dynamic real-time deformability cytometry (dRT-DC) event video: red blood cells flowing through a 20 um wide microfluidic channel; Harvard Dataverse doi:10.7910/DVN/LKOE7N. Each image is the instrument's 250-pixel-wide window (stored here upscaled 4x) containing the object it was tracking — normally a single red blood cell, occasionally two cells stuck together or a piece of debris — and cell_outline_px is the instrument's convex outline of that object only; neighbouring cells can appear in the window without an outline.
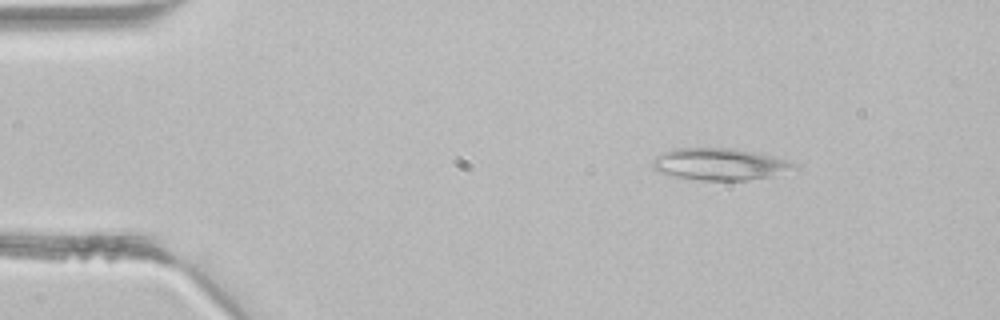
{"species": "common noctule bat (a hibernating species)", "species_latin": "Nyctalus noctula", "temperature_condition": "room temperature", "stored_images_in_passage": 2, "camera_frame_rate_fps": 3000, "um_per_image_px": 0.085, "animal": {"sex": "male", "body_mass_g": 21.5, "forearm_length_mm": 52.0}, "frame": {"image": 1, "passage_image": 1, "time_ms": 0.0, "image_size_px": [1000, 320], "cell_outline_px": [[800, 168], [772, 176], [748, 180], [700, 180], [676, 176], [656, 172], [652, 168], [652, 160], [660, 152], [676, 148], [732, 148], [752, 152], [784, 160], [796, 164]], "centroid_in_image_um": [61.12, 13.96], "position_along_channel_um": 23.9, "area_um2": 26.18}}
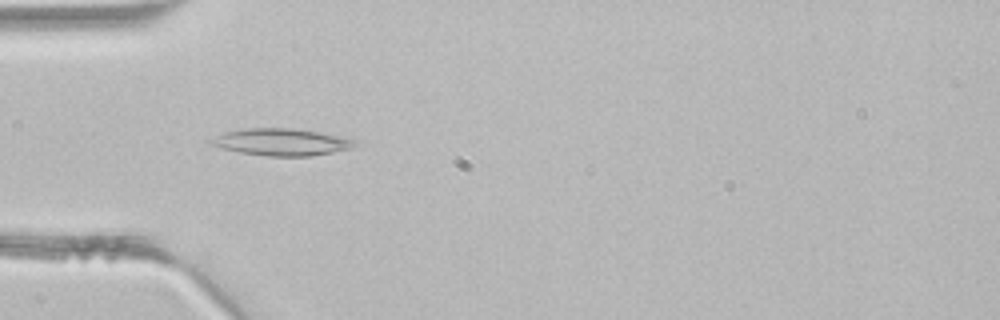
{"frame": {"image": 2, "passage_image": 2, "time_ms": 0.333, "image_size_px": [1000, 320], "cell_outline_px": [[356, 144], [352, 148], [312, 156], [268, 156], [240, 152], [208, 144], [208, 140], [224, 132], [248, 128], [292, 128], [316, 132], [356, 140]], "centroid_in_image_um": [23.88, 12.08], "position_along_channel_um": 61.1, "area_um2": 22.31}}